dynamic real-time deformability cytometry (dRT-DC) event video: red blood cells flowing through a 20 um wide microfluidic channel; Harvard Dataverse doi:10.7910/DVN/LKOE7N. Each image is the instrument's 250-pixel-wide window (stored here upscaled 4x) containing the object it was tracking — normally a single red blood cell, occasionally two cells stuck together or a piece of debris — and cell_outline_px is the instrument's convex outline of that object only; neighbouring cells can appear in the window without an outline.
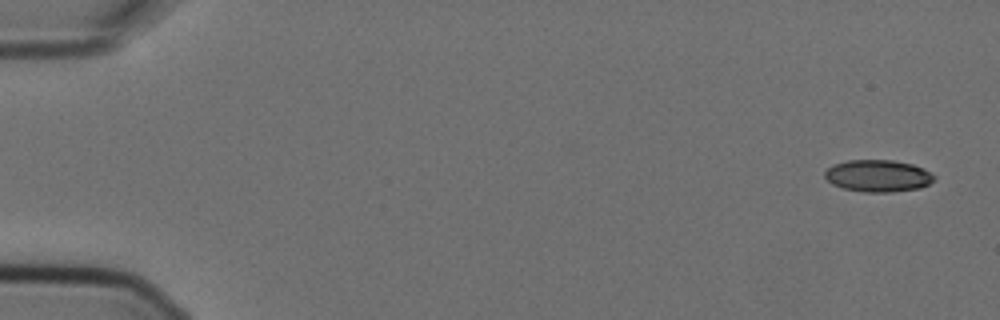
{"species": "Egyptian fruit bat (a non-hibernating species)", "species_latin": "Rousettus aegyptiacus", "temperature_condition": "cold", "stored_images_in_passage": 8, "camera_frame_rate_fps": 3000, "um_per_image_px": 0.085, "animal": {"sex": "female"}, "frame": {"image": 1, "passage_image": 1, "time_ms": 0.0, "image_size_px": [1000, 320], "cell_outline_px": [[936, 180], [920, 188], [892, 192], [864, 192], [844, 188], [832, 184], [824, 176], [824, 172], [832, 164], [848, 160], [892, 160], [912, 164], [924, 168], [932, 172], [936, 176]], "centroid_in_image_um": [74.66, 14.94], "position_along_channel_um": 10.3, "area_um2": 20.58}}